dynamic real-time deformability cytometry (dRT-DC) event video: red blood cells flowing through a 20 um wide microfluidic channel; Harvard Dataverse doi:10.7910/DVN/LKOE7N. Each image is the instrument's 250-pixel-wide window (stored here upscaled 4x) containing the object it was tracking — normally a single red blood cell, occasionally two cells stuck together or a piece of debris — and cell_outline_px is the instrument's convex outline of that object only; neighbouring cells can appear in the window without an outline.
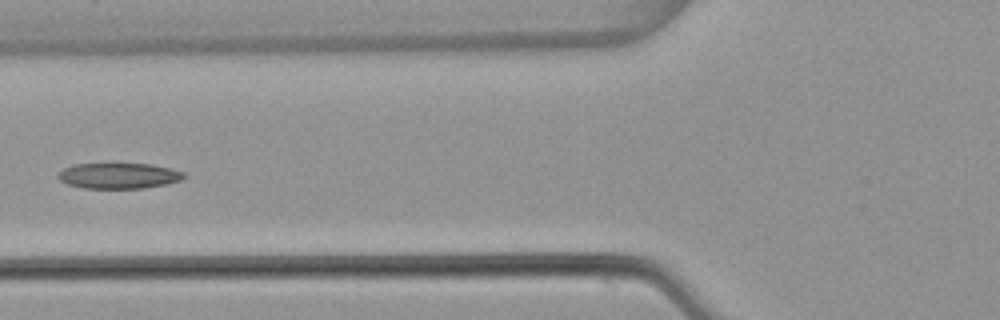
{"species": "common noctule bat (a hibernating species)", "species_latin": "Nyctalus noctula", "temperature_condition": "warm", "stored_images_in_passage": 6, "camera_frame_rate_fps": 3000, "um_per_image_px": 0.085, "animal": {"sex": "female", "body_mass_g": 22.7, "forearm_length_mm": 54.2}, "frame": {"image": 1, "passage_image": 6, "time_ms": 1.667, "image_size_px": [1000, 320], "cell_outline_px": [[188, 176], [180, 180], [168, 184], [144, 188], [84, 188], [68, 184], [60, 180], [56, 176], [64, 168], [72, 164], [108, 160], [116, 160], [152, 164], [184, 172]], "centroid_in_image_um": [10.07, 14.87], "position_along_channel_um": 115.7, "area_um2": 20.06}}